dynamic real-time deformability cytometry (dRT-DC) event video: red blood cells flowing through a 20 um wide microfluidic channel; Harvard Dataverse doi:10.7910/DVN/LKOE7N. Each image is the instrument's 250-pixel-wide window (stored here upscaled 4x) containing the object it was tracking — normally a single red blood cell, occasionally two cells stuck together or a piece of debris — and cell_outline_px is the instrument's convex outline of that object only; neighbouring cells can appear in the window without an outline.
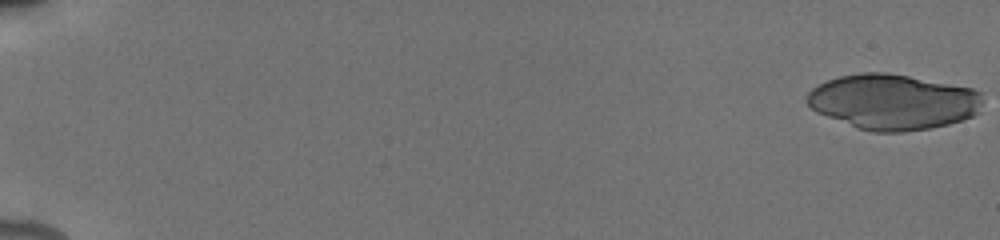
{"species": "human", "species_latin": "Homo sapiens", "temperature_condition": "cold", "stored_images_in_passage": 18, "camera_frame_rate_fps": 3000, "um_per_image_px": 0.085, "donor": {"sex": "male"}, "frame": {"image": 1, "passage_image": 1, "time_ms": 0.0, "image_size_px": [1000, 240], "cell_outline_px": [[980, 112], [964, 120], [932, 128], [904, 132], [872, 132], [856, 128], [816, 112], [804, 100], [804, 96], [812, 88], [828, 80], [840, 76], [864, 72], [888, 72], [972, 88], [980, 92]], "centroid_in_image_um": [75.87, 8.67], "position_along_channel_um": 9.1, "area_um2": 56.93}}